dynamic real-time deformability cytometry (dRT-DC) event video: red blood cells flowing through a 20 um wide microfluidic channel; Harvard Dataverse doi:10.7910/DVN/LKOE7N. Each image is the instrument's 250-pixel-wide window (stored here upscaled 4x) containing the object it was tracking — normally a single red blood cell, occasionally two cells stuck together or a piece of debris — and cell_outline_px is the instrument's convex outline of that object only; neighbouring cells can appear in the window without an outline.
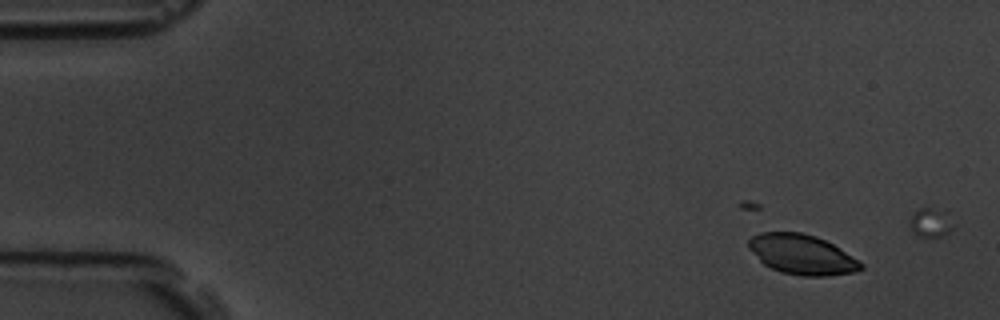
{"species": "common noctule bat (a hibernating species)", "species_latin": "Nyctalus noctula", "temperature_condition": "room temperature", "stored_images_in_passage": 4, "camera_frame_rate_fps": 3000, "um_per_image_px": 0.085, "animal": {"sex": "male", "body_mass_g": 19.5, "forearm_length_mm": 54.6}, "frame": {"image": 1, "passage_image": 1, "time_ms": 0.0, "image_size_px": [1000, 320], "cell_outline_px": [[864, 268], [856, 272], [824, 276], [804, 276], [780, 272], [764, 264], [748, 248], [748, 240], [752, 236], [760, 232], [800, 232], [816, 236], [832, 244], [860, 260], [864, 264]], "centroid_in_image_um": [68.18, 21.63], "position_along_channel_um": 16.8, "area_um2": 26.13}}